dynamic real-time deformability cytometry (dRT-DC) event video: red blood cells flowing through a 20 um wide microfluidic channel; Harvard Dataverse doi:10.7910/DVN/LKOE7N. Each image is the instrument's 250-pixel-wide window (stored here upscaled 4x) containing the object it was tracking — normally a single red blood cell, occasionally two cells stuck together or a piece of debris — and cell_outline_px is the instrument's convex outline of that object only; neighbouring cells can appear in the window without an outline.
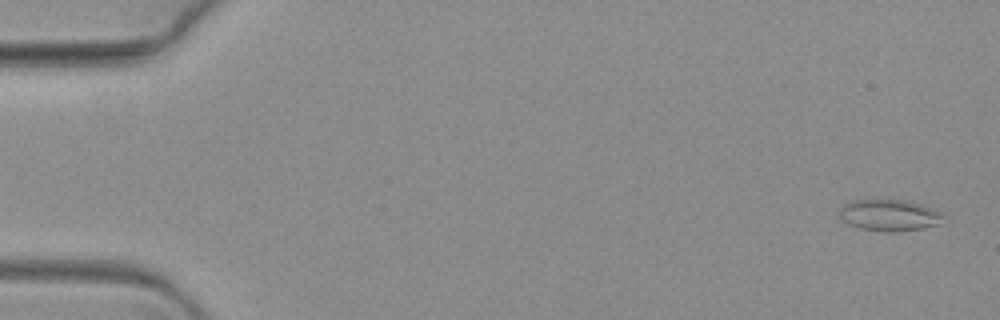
{"species": "common noctule bat (a hibernating species)", "species_latin": "Nyctalus noctula", "temperature_condition": "warm", "stored_images_in_passage": 68, "camera_frame_rate_fps": 3000, "um_per_image_px": 0.085, "animal": {"sex": "female", "body_mass_g": 19.3, "forearm_length_mm": 54.1}, "frame": {"image": 1, "passage_image": 3, "time_ms": 0.667, "image_size_px": [1000, 320], "cell_outline_px": [[948, 220], [924, 228], [896, 232], [888, 232], [860, 228], [848, 224], [840, 216], [840, 208], [844, 204], [852, 200], [904, 200], [920, 204], [940, 212]], "centroid_in_image_um": [75.62, 18.3], "position_along_channel_um": 9.4, "area_um2": 18.96}}
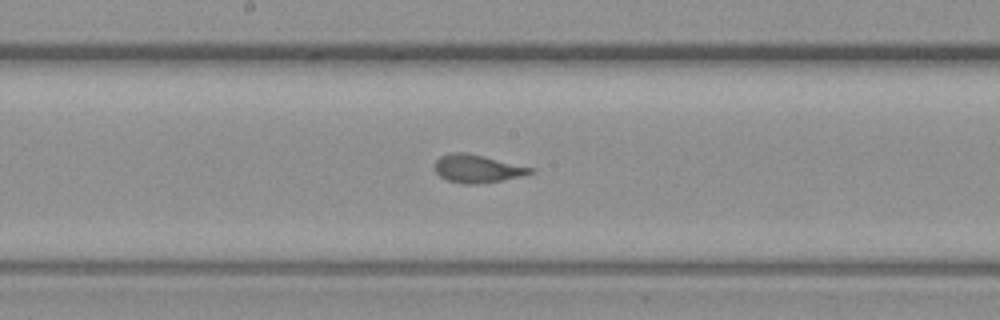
{"frame": {"image": 2, "passage_image": 37, "time_ms": 12.0, "image_size_px": [1000, 320], "cell_outline_px": [[536, 172], [504, 180], [476, 184], [460, 184], [448, 180], [440, 176], [432, 168], [432, 164], [440, 156], [448, 152], [464, 152], [484, 156], [532, 168]], "centroid_in_image_um": [40.49, 14.33], "position_along_channel_um": 207.7, "area_um2": 15.72}}
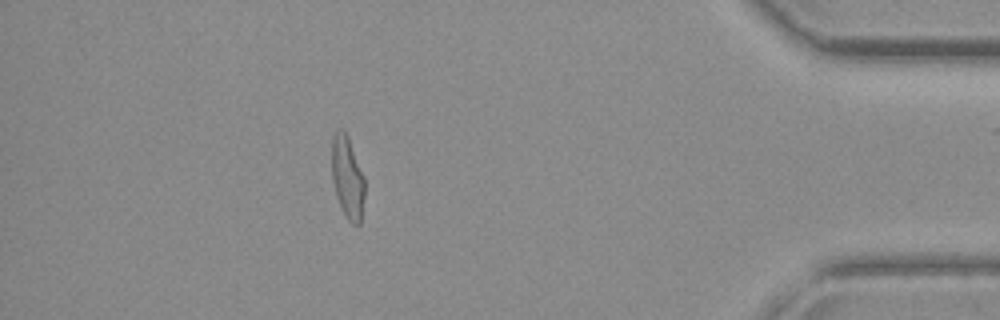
{"frame": {"image": 3, "passage_image": 61, "time_ms": 20.0, "image_size_px": [1000, 320], "cell_outline_px": [[364, 196], [360, 224], [356, 228], [348, 220], [340, 208], [336, 196], [332, 180], [332, 136], [336, 128], [344, 128], [348, 136], [364, 176]], "centroid_in_image_um": [29.52, 15.07], "position_along_channel_um": 405.7, "area_um2": 16.13}}